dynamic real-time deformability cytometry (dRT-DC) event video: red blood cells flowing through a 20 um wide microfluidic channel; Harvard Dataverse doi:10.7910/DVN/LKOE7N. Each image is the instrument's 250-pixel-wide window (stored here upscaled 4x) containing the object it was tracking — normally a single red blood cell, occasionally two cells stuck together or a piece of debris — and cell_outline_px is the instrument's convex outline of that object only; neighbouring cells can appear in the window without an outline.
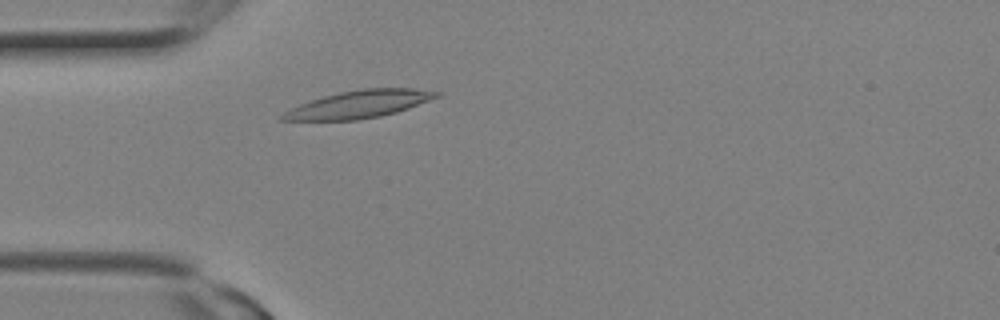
{"species": "Egyptian fruit bat (a non-hibernating species)", "species_latin": "Rousettus aegyptiacus", "temperature_condition": "room temperature", "stored_images_in_passage": 20, "camera_frame_rate_fps": 3000, "um_per_image_px": 0.085, "animal": {"sex": "female"}, "frame": {"image": 1, "passage_image": 3, "time_ms": 0.667, "image_size_px": [1000, 320], "cell_outline_px": [[440, 96], [408, 108], [396, 112], [380, 116], [356, 120], [280, 120], [280, 116], [284, 112], [300, 104], [324, 96], [340, 92], [364, 88], [412, 88], [440, 92]], "centroid_in_image_um": [30.53, 8.86], "position_along_channel_um": 54.5, "area_um2": 24.33}}
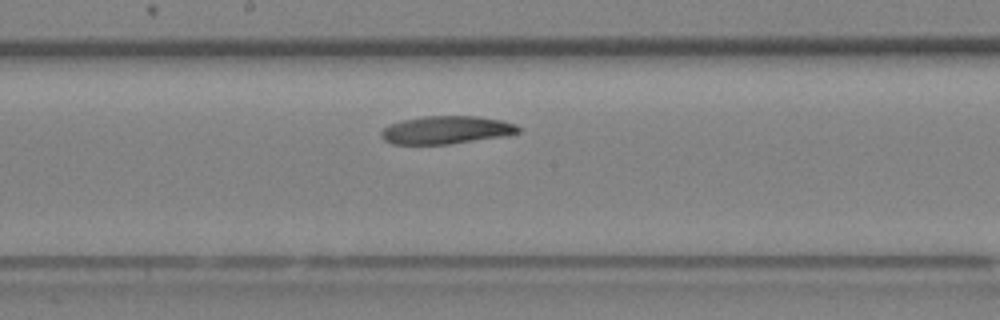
{"frame": {"image": 2, "passage_image": 9, "time_ms": 2.667, "image_size_px": [1000, 320], "cell_outline_px": [[520, 132], [500, 136], [448, 144], [392, 144], [384, 140], [380, 136], [380, 132], [384, 128], [392, 124], [404, 120], [424, 116], [476, 116], [500, 120], [516, 124], [520, 128]], "centroid_in_image_um": [37.9, 11.04], "position_along_channel_um": 210.3, "area_um2": 21.96}}
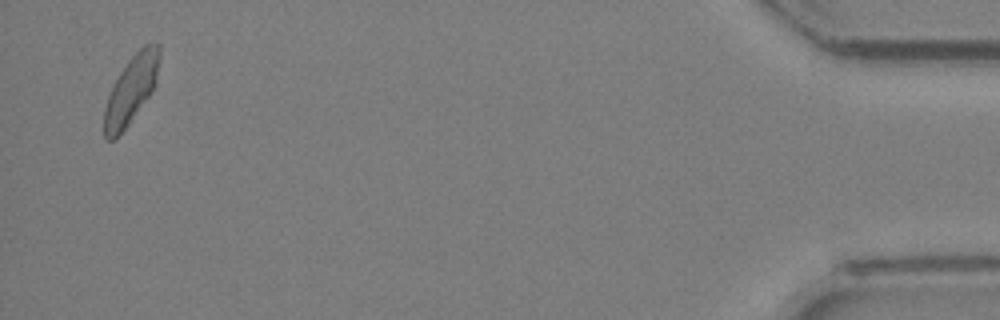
{"frame": {"image": 3, "passage_image": 20, "time_ms": 6.333, "image_size_px": [1000, 320], "cell_outline_px": [[160, 56], [156, 84], [152, 92], [128, 124], [112, 140], [104, 140], [104, 108], [112, 84], [128, 60], [144, 44], [160, 44]], "centroid_in_image_um": [11.15, 7.6], "position_along_channel_um": 424.1, "area_um2": 21.68}}